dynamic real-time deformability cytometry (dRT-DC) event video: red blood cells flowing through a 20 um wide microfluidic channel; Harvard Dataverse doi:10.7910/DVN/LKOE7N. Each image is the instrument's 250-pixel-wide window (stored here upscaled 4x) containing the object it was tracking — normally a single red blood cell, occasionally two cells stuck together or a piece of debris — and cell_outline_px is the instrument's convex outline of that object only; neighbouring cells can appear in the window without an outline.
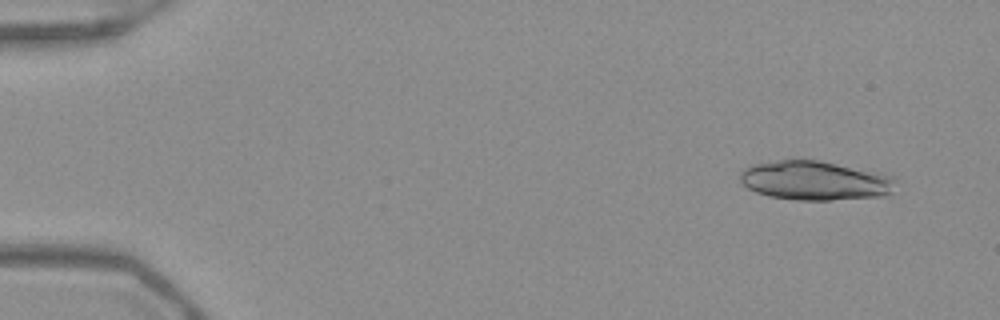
{"species": "Egyptian fruit bat (a non-hibernating species)", "species_latin": "Rousettus aegyptiacus", "temperature_condition": "warm", "stored_images_in_passage": 51, "camera_frame_rate_fps": 3000, "um_per_image_px": 0.085, "frame": {"image": 1, "passage_image": 4, "time_ms": 1.0, "image_size_px": [1000, 320], "cell_outline_px": [[896, 180], [892, 192], [884, 196], [832, 200], [796, 200], [768, 196], [756, 192], [748, 188], [740, 180], [740, 172], [744, 168], [752, 164], [780, 160], [820, 160], [880, 172], [896, 176]], "centroid_in_image_um": [69.31, 15.35], "position_along_channel_um": 15.7, "area_um2": 35.89}}
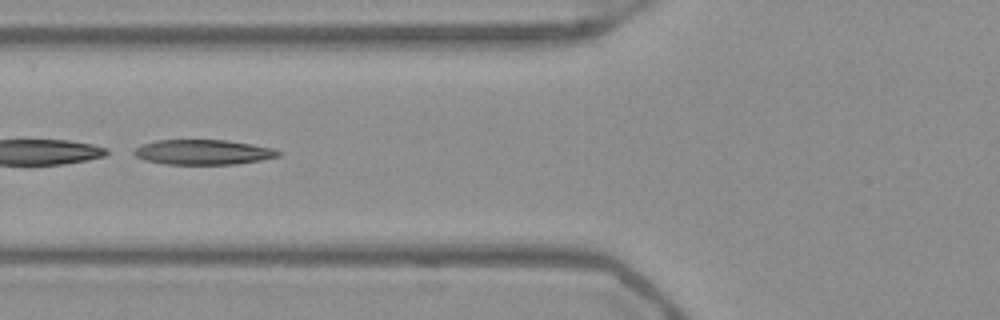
{"frame": {"image": 2, "passage_image": 21, "time_ms": 6.667, "image_size_px": [1000, 320], "cell_outline_px": [[280, 156], [260, 160], [236, 164], [164, 164], [144, 160], [136, 156], [132, 152], [140, 144], [156, 140], [224, 140], [272, 148], [280, 152]], "centroid_in_image_um": [17.2, 12.93], "position_along_channel_um": 108.6, "area_um2": 20.87}}
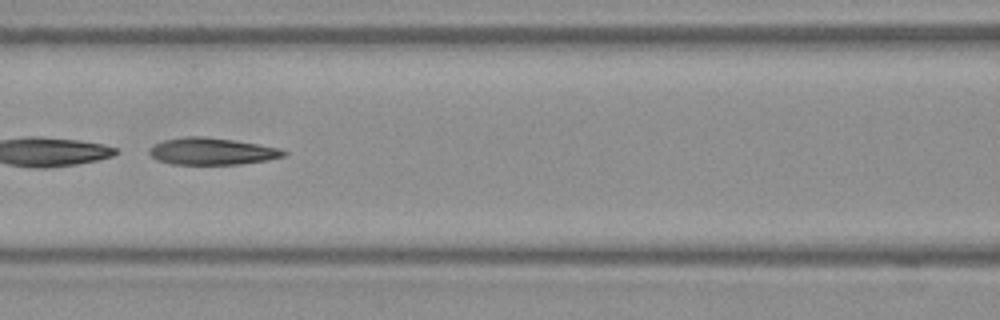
{"frame": {"image": 3, "passage_image": 24, "time_ms": 7.667, "image_size_px": [1000, 320], "cell_outline_px": [[288, 152], [284, 156], [268, 160], [240, 164], [172, 164], [156, 160], [148, 152], [148, 148], [152, 144], [164, 140], [184, 136], [204, 136], [232, 140], [280, 148]], "centroid_in_image_um": [17.97, 12.86], "position_along_channel_um": 148.6, "area_um2": 21.15}}